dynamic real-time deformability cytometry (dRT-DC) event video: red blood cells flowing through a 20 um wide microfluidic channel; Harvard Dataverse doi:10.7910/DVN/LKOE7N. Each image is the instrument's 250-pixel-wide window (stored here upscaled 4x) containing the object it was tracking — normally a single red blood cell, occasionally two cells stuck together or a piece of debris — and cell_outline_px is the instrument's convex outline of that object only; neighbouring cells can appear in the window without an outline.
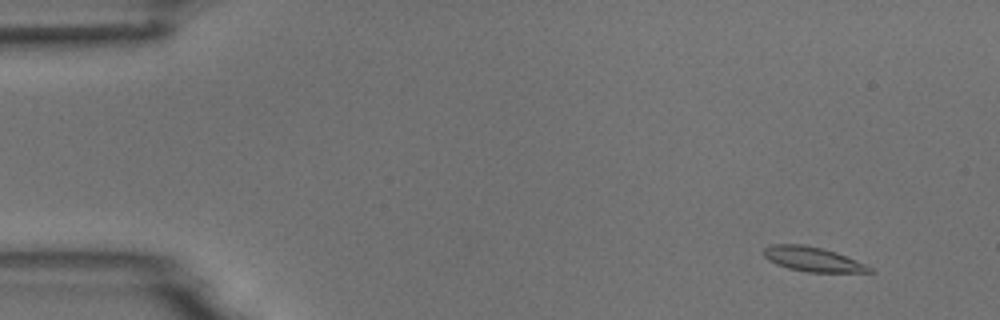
{"species": "common noctule bat (a hibernating species)", "species_latin": "Nyctalus noctula", "temperature_condition": "room temperature", "stored_images_in_passage": 4, "camera_frame_rate_fps": 3000, "um_per_image_px": 0.085, "animal": {"sex": "male", "body_mass_g": 18.8}, "frame": {"image": 1, "passage_image": 1, "time_ms": 0.0, "image_size_px": [1000, 320], "cell_outline_px": [[876, 272], [808, 272], [788, 268], [776, 264], [768, 260], [764, 256], [764, 248], [772, 244], [804, 244], [836, 252], [856, 260], [872, 268]], "centroid_in_image_um": [69.07, 22.03], "position_along_channel_um": 15.9, "area_um2": 15.03}}
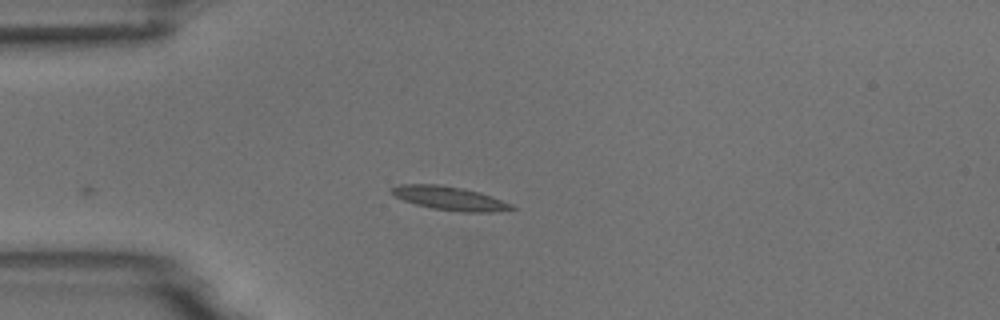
{"frame": {"image": 2, "passage_image": 4, "time_ms": 3.333, "image_size_px": [1000, 320], "cell_outline_px": [[520, 208], [492, 212], [460, 212], [432, 208], [416, 204], [404, 200], [388, 192], [388, 188], [400, 184], [436, 184], [464, 188], [480, 192], [492, 196], [512, 204]], "centroid_in_image_um": [38.22, 16.85], "position_along_channel_um": 46.8, "area_um2": 16.76}}